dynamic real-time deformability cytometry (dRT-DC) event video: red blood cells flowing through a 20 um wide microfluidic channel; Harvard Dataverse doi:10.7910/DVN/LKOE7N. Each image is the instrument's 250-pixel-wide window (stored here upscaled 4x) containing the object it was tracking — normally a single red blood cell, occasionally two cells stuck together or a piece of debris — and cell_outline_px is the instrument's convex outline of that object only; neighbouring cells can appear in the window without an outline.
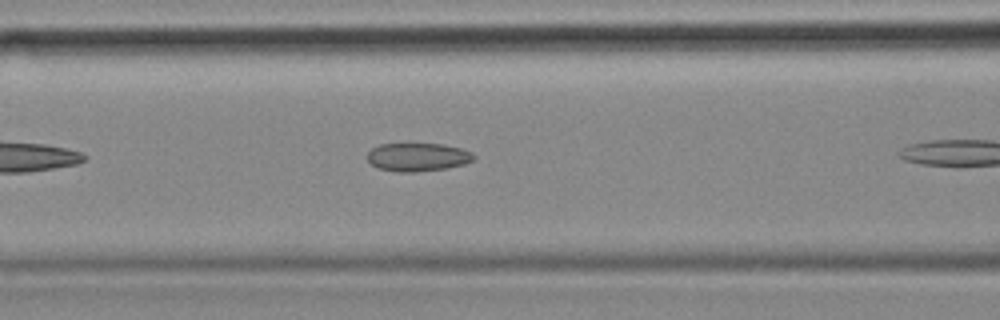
{"species": "common noctule bat (a hibernating species)", "species_latin": "Nyctalus noctula", "temperature_condition": "cold", "stored_images_in_passage": 14, "camera_frame_rate_fps": 3000, "um_per_image_px": 0.085, "animal": {"sex": "female", "body_mass_g": 18.4}, "frame": {"image": 1, "passage_image": 10, "time_ms": 3.0, "image_size_px": [1000, 320], "cell_outline_px": [[476, 156], [472, 160], [464, 164], [444, 168], [416, 172], [396, 172], [376, 168], [368, 160], [368, 152], [372, 148], [380, 144], [444, 144], [460, 148], [472, 152]], "centroid_in_image_um": [35.49, 13.35], "position_along_channel_um": 131.1, "area_um2": 17.51}}